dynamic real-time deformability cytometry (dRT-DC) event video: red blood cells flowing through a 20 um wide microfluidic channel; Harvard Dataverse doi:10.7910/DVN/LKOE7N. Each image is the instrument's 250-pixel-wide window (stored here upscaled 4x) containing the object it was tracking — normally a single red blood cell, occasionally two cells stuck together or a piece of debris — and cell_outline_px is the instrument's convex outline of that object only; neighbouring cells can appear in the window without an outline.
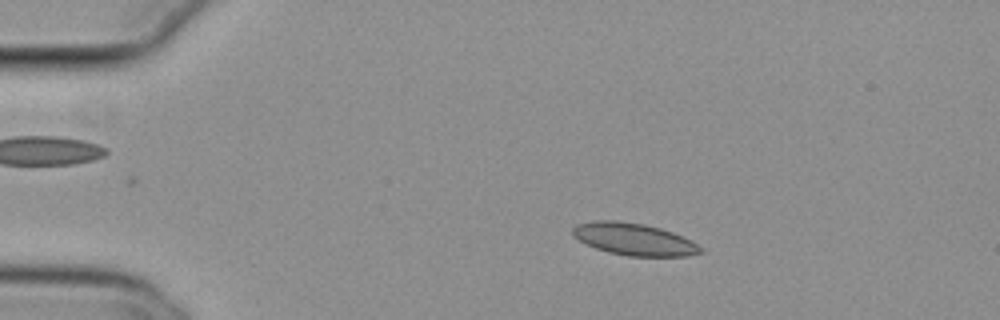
{"species": "common noctule bat (a hibernating species)", "species_latin": "Nyctalus noctula", "temperature_condition": "cold", "stored_images_in_passage": 45, "camera_frame_rate_fps": 3000, "um_per_image_px": 0.085, "animal": {"sex": "female", "body_mass_g": 29.2, "forearm_length_mm": 56.3}, "frame": {"image": 1, "passage_image": 10, "time_ms": 3.0, "image_size_px": [1000, 320], "cell_outline_px": [[704, 252], [688, 256], [628, 256], [608, 252], [596, 248], [572, 236], [572, 228], [576, 224], [592, 220], [616, 220], [644, 224], [660, 228], [672, 232], [692, 240], [704, 248]], "centroid_in_image_um": [53.91, 20.33], "position_along_channel_um": 31.1, "area_um2": 24.1}}
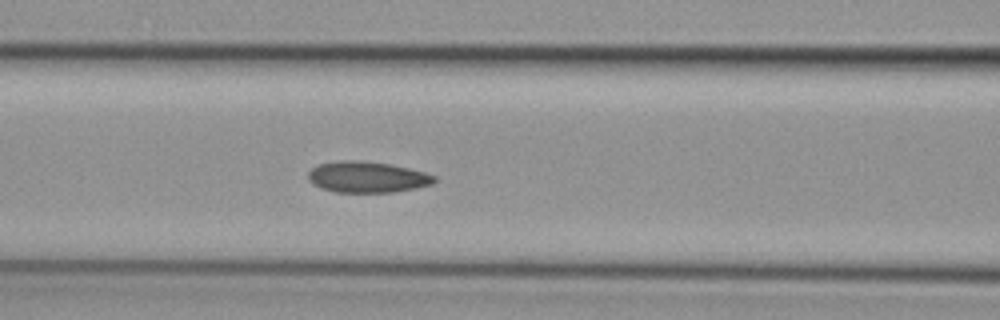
{"frame": {"image": 2, "passage_image": 23, "time_ms": 7.333, "image_size_px": [1000, 320], "cell_outline_px": [[436, 180], [432, 184], [416, 188], [392, 192], [336, 192], [320, 188], [312, 184], [308, 180], [308, 172], [316, 164], [344, 160], [360, 160], [388, 164], [408, 168], [424, 172], [436, 176]], "centroid_in_image_um": [31.17, 15.05], "position_along_channel_um": 135.4, "area_um2": 22.89}}
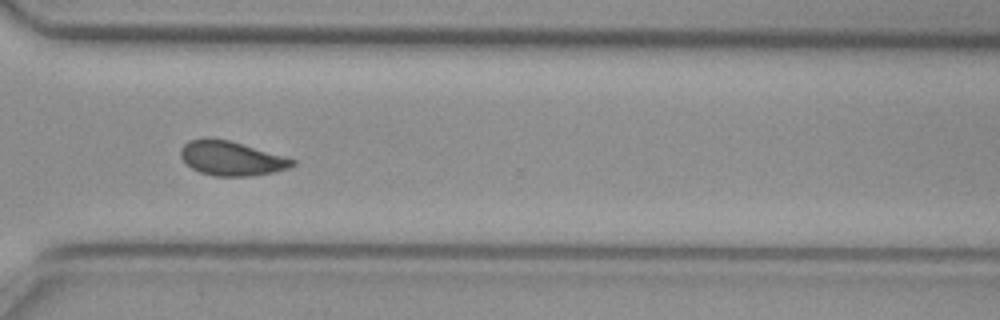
{"frame": {"image": 3, "passage_image": 40, "time_ms": 13.0, "image_size_px": [1000, 320], "cell_outline_px": [[296, 164], [288, 168], [272, 172], [248, 176], [212, 176], [200, 172], [192, 168], [180, 156], [180, 148], [188, 140], [208, 136], [228, 140], [296, 160]], "centroid_in_image_um": [19.61, 13.44], "position_along_channel_um": 351.0, "area_um2": 22.25}, "authors_computed_cell_mechanics": {"area_um2": 22.831, "velocity_mm_per_s": 3.8058, "shape_relaxation_time_tau1_ms": 7.0805, "shape_relaxation_time_tau2_ms": 3.5415, "deformation_change_tau1": 0.1364, "deformation_change_tau2": 0.077}}